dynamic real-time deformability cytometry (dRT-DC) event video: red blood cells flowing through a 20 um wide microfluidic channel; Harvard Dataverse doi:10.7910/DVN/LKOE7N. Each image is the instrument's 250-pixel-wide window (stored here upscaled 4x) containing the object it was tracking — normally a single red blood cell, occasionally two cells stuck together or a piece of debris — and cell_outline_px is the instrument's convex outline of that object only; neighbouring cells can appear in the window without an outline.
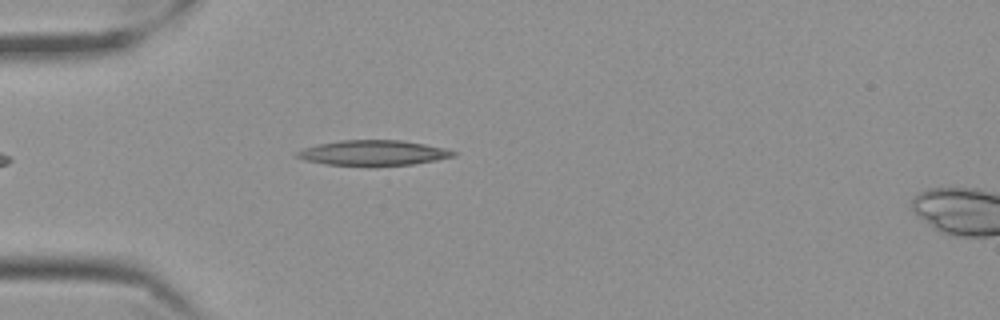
{"species": "Egyptian fruit bat (a non-hibernating species)", "species_latin": "Rousettus aegyptiacus", "temperature_condition": "cold", "stored_images_in_passage": 40, "camera_frame_rate_fps": 3000, "um_per_image_px": 0.085, "frame": {"image": 1, "passage_image": 4, "time_ms": 1.0, "image_size_px": [1000, 320], "cell_outline_px": [[456, 156], [436, 160], [412, 164], [328, 164], [304, 160], [296, 156], [296, 152], [304, 148], [320, 144], [340, 140], [400, 140], [424, 144], [444, 148], [456, 152]], "centroid_in_image_um": [31.74, 12.97], "position_along_channel_um": 53.3, "area_um2": 22.2}}
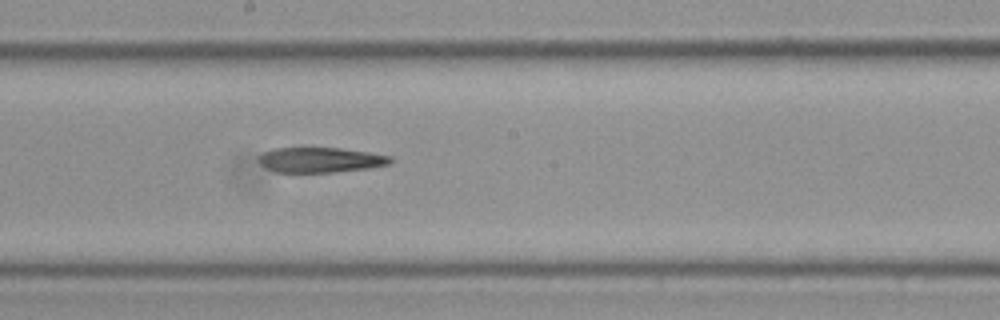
{"frame": {"image": 2, "passage_image": 19, "time_ms": 6.0, "image_size_px": [1000, 320], "cell_outline_px": [[396, 160], [392, 164], [368, 168], [332, 172], [276, 172], [260, 164], [260, 156], [264, 152], [276, 148], [304, 144], [340, 148], [368, 152], [392, 156]], "centroid_in_image_um": [27.27, 13.54], "position_along_channel_um": 220.9, "area_um2": 20.11}}
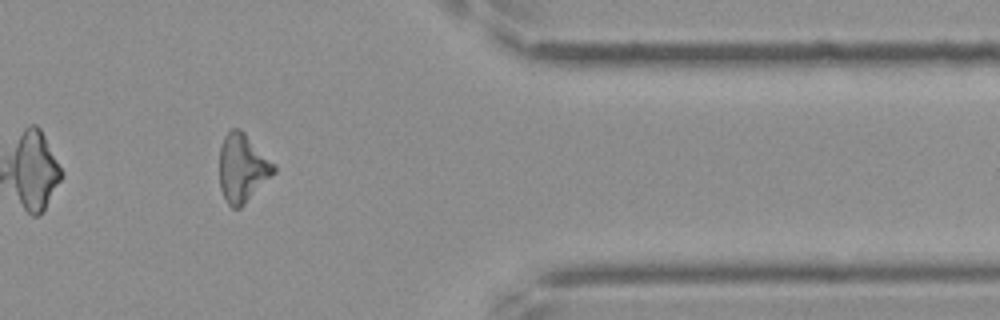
{"frame": {"image": 3, "passage_image": 35, "time_ms": 11.333, "image_size_px": [1000, 320], "cell_outline_px": [[276, 172], [240, 208], [232, 208], [228, 204], [220, 188], [220, 148], [224, 136], [232, 128], [240, 128], [276, 164]], "centroid_in_image_um": [20.62, 14.27], "position_along_channel_um": 390.8, "area_um2": 21.62}}